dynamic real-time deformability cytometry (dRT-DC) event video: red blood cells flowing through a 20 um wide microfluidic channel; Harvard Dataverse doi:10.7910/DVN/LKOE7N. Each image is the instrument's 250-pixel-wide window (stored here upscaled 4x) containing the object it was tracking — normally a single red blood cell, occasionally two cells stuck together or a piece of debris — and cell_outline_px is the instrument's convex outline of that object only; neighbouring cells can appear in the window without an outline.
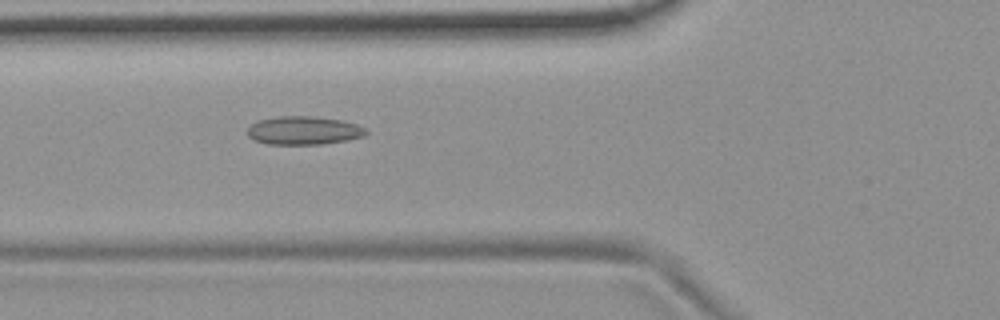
{"species": "common noctule bat (a hibernating species)", "species_latin": "Nyctalus noctula", "temperature_condition": "room temperature", "stored_images_in_passage": 54, "camera_frame_rate_fps": 3000, "um_per_image_px": 0.085, "animal": {"sex": "female", "body_mass_g": 19.9}, "frame": {"image": 1, "passage_image": 20, "time_ms": 6.333, "image_size_px": [1000, 320], "cell_outline_px": [[368, 132], [364, 136], [348, 140], [320, 144], [268, 144], [252, 140], [248, 136], [248, 128], [252, 124], [260, 120], [276, 116], [312, 116], [344, 120], [356, 124], [364, 128]], "centroid_in_image_um": [25.82, 11.09], "position_along_channel_um": 100.0, "area_um2": 19.65}}
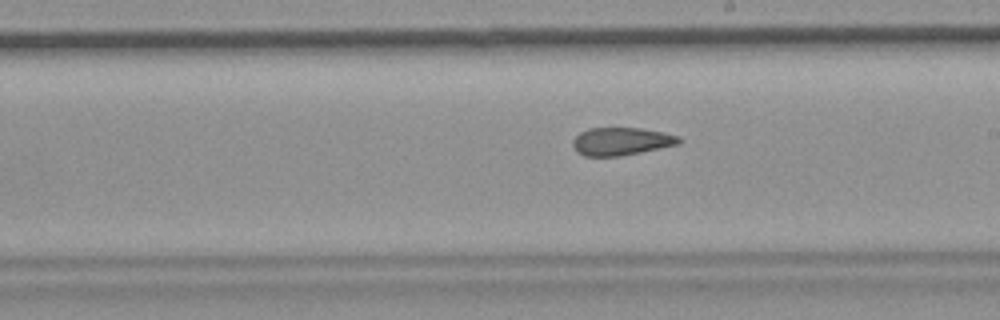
{"frame": {"image": 2, "passage_image": 31, "time_ms": 10.0, "image_size_px": [1000, 320], "cell_outline_px": [[684, 140], [680, 144], [620, 156], [584, 156], [576, 152], [572, 144], [572, 140], [580, 132], [588, 128], [640, 128], [664, 132], [680, 136]], "centroid_in_image_um": [52.82, 12.01], "position_along_channel_um": 236.2, "area_um2": 17.4}}
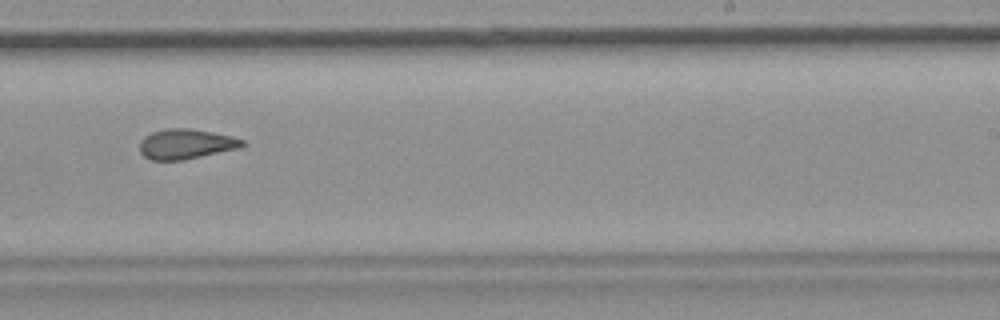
{"frame": {"image": 3, "passage_image": 34, "time_ms": 11.0, "image_size_px": [1000, 320], "cell_outline_px": [[244, 144], [236, 148], [200, 156], [180, 160], [152, 160], [144, 156], [140, 152], [140, 140], [144, 136], [152, 132], [164, 128], [192, 128], [232, 136], [244, 140]], "centroid_in_image_um": [15.74, 12.22], "position_along_channel_um": 273.3, "area_um2": 17.74}, "authors_computed_cell_mechanics": {"area_um2": 18.6116, "velocity_mm_per_s": 3.718, "shape_relaxation_time_tau1_ms": null, "shape_relaxation_time_tau2_ms": 2.7383, "deformation_change_tau1": null, "deformation_change_tau2": 0.1112}}